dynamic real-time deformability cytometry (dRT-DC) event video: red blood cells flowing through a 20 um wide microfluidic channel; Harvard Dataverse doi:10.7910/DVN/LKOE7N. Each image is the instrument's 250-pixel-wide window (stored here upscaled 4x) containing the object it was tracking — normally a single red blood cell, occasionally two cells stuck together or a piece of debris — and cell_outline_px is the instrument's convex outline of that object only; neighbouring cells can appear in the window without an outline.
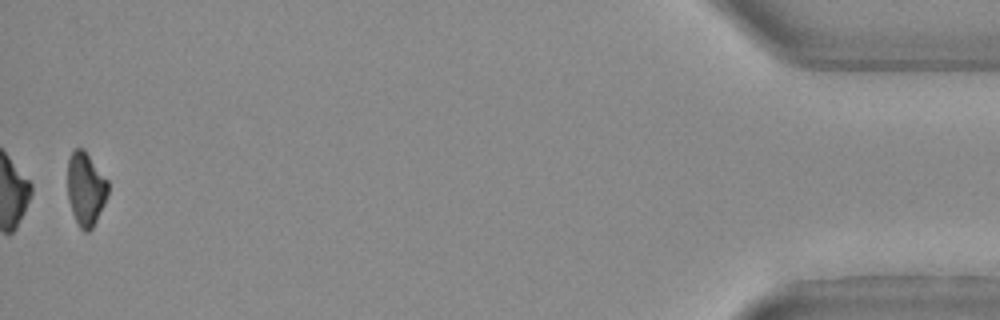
{"species": "Egyptian fruit bat (a non-hibernating species)", "species_latin": "Rousettus aegyptiacus", "temperature_condition": "warm", "stored_images_in_passage": 26, "segment_of_instrument_passage": [2, 2], "camera_frame_rate_fps": 3000, "um_per_image_px": 0.085, "animal": {"sex": "female"}, "frame": {"image": 1, "passage_image": 26, "time_ms": 8.333, "image_size_px": [1000, 320], "cell_outline_px": [[108, 196], [92, 228], [88, 232], [84, 232], [80, 228], [72, 212], [68, 200], [68, 160], [72, 152], [76, 148], [84, 148], [108, 180]], "centroid_in_image_um": [7.29, 16.04], "position_along_channel_um": 427.9, "area_um2": 17.34}}